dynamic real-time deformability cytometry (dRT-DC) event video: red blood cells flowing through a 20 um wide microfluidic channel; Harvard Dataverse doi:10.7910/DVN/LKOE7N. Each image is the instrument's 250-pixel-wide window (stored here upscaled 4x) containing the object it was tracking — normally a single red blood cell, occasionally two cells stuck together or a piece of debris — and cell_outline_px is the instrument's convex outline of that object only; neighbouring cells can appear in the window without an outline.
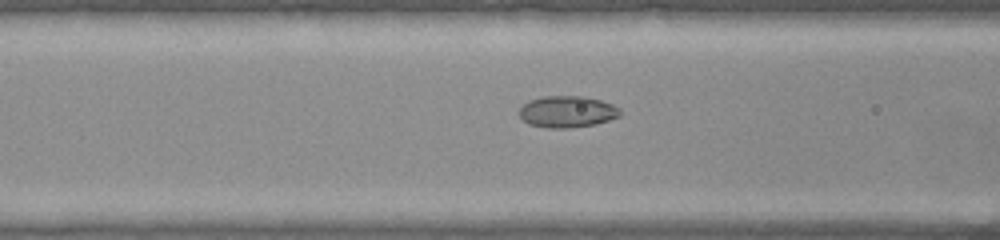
{"species": "common noctule bat (a hibernating species)", "species_latin": "Nyctalus noctula", "temperature_condition": "warm", "stored_images_in_passage": 47, "camera_frame_rate_fps": 3000, "um_per_image_px": 0.085, "animal": {"sex": "female", "body_mass_g": 22.0, "forearm_length_mm": 56.7}, "frame": {"image": 1, "passage_image": 15, "time_ms": 4.667, "image_size_px": [1000, 240], "cell_outline_px": [[620, 116], [596, 124], [568, 128], [548, 128], [528, 124], [520, 116], [520, 108], [528, 100], [544, 96], [584, 96], [600, 100], [612, 104], [620, 108]], "centroid_in_image_um": [48.21, 9.49], "position_along_channel_um": 118.4, "area_um2": 18.55}}
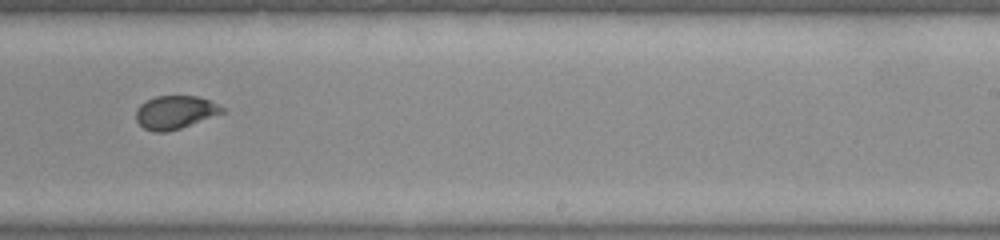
{"frame": {"image": 2, "passage_image": 27, "time_ms": 8.667, "image_size_px": [1000, 240], "cell_outline_px": [[228, 112], [168, 132], [152, 132], [144, 128], [136, 120], [136, 108], [140, 104], [156, 96], [196, 96], [208, 100], [228, 108]], "centroid_in_image_um": [14.94, 9.55], "position_along_channel_um": 274.1, "area_um2": 16.94}}
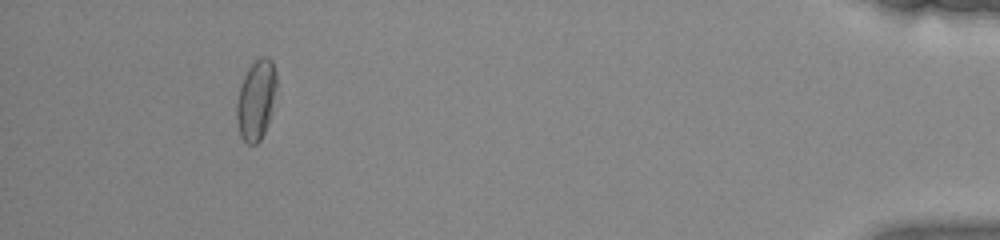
{"frame": {"image": 3, "passage_image": 43, "time_ms": 14.0, "image_size_px": [1000, 240], "cell_outline_px": [[276, 88], [268, 124], [260, 140], [256, 144], [248, 144], [240, 136], [236, 116], [236, 104], [240, 88], [244, 76], [248, 68], [260, 56], [268, 56], [272, 60], [276, 72]], "centroid_in_image_um": [21.77, 8.47], "position_along_channel_um": 413.4, "area_um2": 18.5}, "authors_computed_cell_mechanics": {"area_um2": 18.207, "velocity_mm_per_s": 3.8999, "shape_relaxation_time_tau1_ms": null, "shape_relaxation_time_tau2_ms": 1.3101, "deformation_change_tau1": null, "deformation_change_tau2": 0.0542}}